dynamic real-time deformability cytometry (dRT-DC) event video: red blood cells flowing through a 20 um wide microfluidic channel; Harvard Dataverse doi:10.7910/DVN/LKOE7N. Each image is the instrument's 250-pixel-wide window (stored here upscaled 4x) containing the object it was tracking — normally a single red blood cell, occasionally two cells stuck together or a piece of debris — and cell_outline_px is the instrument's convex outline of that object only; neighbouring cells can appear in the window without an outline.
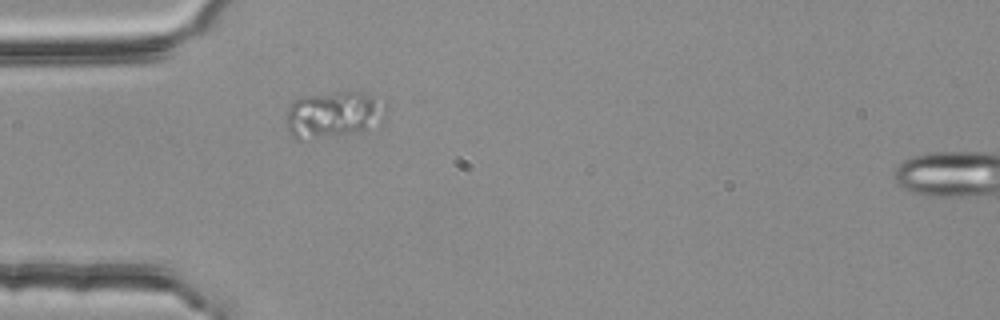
{"species": "common noctule bat (a hibernating species)", "species_latin": "Nyctalus noctula", "temperature_condition": "room temperature", "stored_images_in_passage": 2, "segment_of_instrument_passage": [1, 2], "camera_frame_rate_fps": 3000, "um_per_image_px": 0.085, "animal": {"sex": "female", "body_mass_g": 25.1}, "frame": {"image": 1, "passage_image": 1, "time_ms": 0.0, "image_size_px": [1000, 320], "cell_outline_px": [[388, 104], [384, 116], [364, 132], [300, 140], [296, 140], [288, 132], [284, 120], [288, 104], [292, 100], [300, 96], [336, 92], [360, 92], [384, 100]], "centroid_in_image_um": [28.28, 9.73], "position_along_channel_um": 56.7, "area_um2": 27.69}}